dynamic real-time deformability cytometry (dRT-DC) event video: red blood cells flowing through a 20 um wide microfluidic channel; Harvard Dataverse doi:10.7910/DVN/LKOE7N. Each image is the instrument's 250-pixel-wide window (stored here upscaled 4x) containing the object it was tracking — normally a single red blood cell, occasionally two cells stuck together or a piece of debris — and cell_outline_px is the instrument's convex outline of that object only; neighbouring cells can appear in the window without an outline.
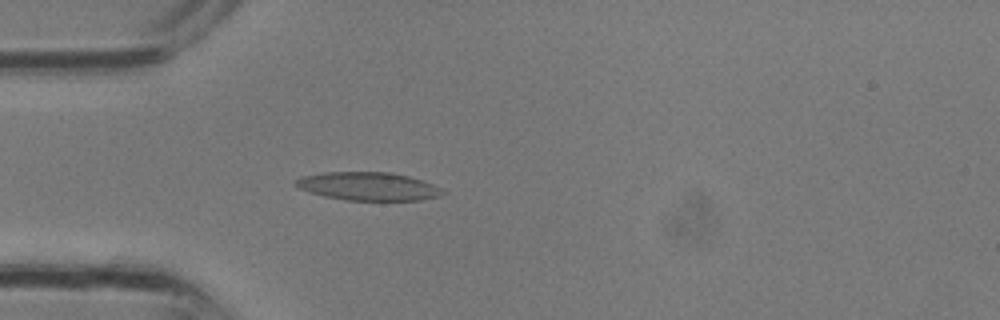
{"species": "common noctule bat (a hibernating species)", "species_latin": "Nyctalus noctula", "temperature_condition": "room temperature", "stored_images_in_passage": 32, "camera_frame_rate_fps": 3000, "um_per_image_px": 0.085, "animal": {"sex": "male", "body_mass_g": 13.3}, "frame": {"image": 1, "passage_image": 9, "time_ms": 2.667, "image_size_px": [1000, 320], "cell_outline_px": [[444, 192], [440, 196], [420, 200], [344, 200], [324, 196], [308, 192], [292, 184], [296, 180], [304, 176], [324, 172], [392, 172], [408, 176], [432, 184], [440, 188]], "centroid_in_image_um": [31.27, 15.83], "position_along_channel_um": 53.7, "area_um2": 24.04}}
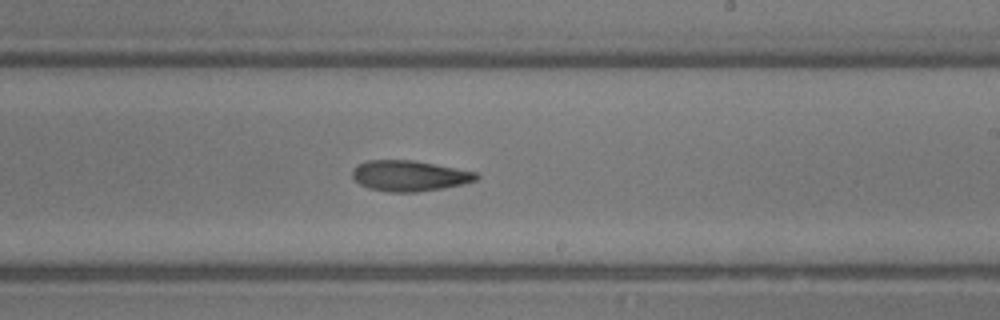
{"frame": {"image": 2, "passage_image": 19, "time_ms": 6.0, "image_size_px": [1000, 320], "cell_outline_px": [[480, 176], [476, 180], [464, 184], [444, 188], [416, 192], [388, 192], [368, 188], [360, 184], [352, 176], [352, 168], [356, 164], [368, 160], [412, 160], [456, 168], [476, 172]], "centroid_in_image_um": [34.78, 14.94], "position_along_channel_um": 254.2, "area_um2": 22.25}}
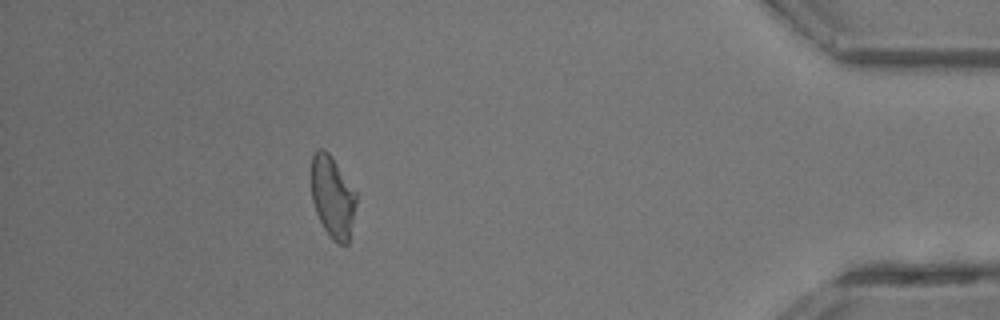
{"frame": {"image": 3, "passage_image": 29, "time_ms": 9.333, "image_size_px": [1000, 320], "cell_outline_px": [[356, 204], [348, 244], [336, 244], [332, 240], [324, 228], [316, 212], [312, 200], [312, 156], [316, 148], [324, 148], [332, 156], [356, 192]], "centroid_in_image_um": [28.27, 16.72], "position_along_channel_um": 406.9, "area_um2": 21.39}}